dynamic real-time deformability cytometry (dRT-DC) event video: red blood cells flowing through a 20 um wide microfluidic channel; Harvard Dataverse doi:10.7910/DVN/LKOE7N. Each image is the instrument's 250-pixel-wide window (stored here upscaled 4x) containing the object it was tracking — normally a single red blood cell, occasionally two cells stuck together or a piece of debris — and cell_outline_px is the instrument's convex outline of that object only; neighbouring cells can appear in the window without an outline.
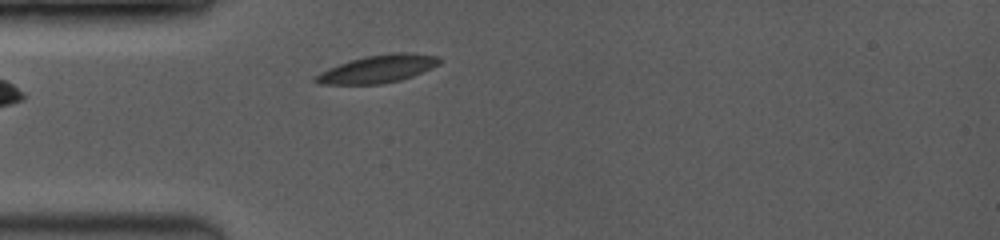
{"species": "common noctule bat (a hibernating species)", "species_latin": "Nyctalus noctula", "temperature_condition": "room temperature", "stored_images_in_passage": 2, "camera_frame_rate_fps": 3500, "um_per_image_px": 0.085, "animal": {"sex": "female", "body_mass_g": 19.0, "forearm_length_mm": 53.3}, "frame": {"image": 1, "passage_image": 2, "time_ms": 1.143, "image_size_px": [1000, 240], "cell_outline_px": [[440, 64], [412, 76], [400, 80], [380, 84], [320, 84], [312, 80], [320, 72], [328, 68], [352, 60], [368, 56], [392, 52], [412, 52], [436, 56], [440, 60]], "centroid_in_image_um": [32.12, 5.85], "position_along_channel_um": 52.9, "area_um2": 19.77}}